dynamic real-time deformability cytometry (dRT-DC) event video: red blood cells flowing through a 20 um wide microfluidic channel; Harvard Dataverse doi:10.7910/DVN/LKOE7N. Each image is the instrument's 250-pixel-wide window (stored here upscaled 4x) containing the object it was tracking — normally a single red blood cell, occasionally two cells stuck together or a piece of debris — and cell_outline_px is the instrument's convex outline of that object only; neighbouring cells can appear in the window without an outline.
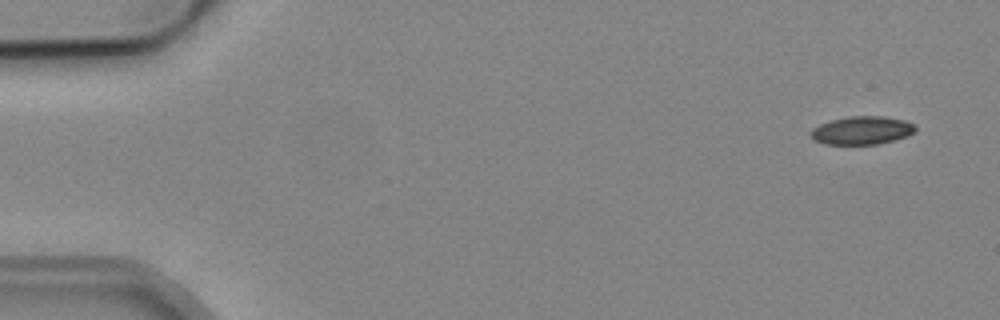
{"species": "common noctule bat (a hibernating species)", "species_latin": "Nyctalus noctula", "temperature_condition": "cold", "stored_images_in_passage": 5, "camera_frame_rate_fps": 3000, "um_per_image_px": 0.085, "animal": {"sex": "male", "body_mass_g": 19.2, "forearm_length_mm": 51.8}, "frame": {"image": 1, "passage_image": 1, "time_ms": 0.0, "image_size_px": [1000, 320], "cell_outline_px": [[916, 132], [908, 136], [896, 140], [880, 144], [824, 144], [812, 140], [808, 132], [812, 128], [820, 124], [832, 120], [848, 116], [884, 116], [904, 120], [912, 124], [916, 128]], "centroid_in_image_um": [73.24, 11.09], "position_along_channel_um": 11.8, "area_um2": 17.46}}
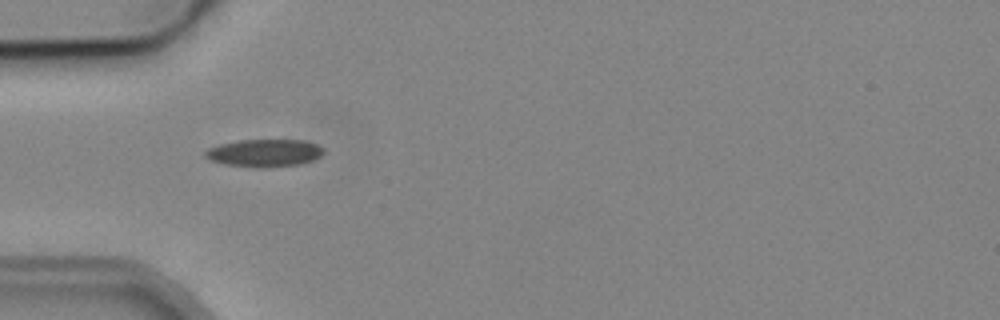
{"frame": {"image": 2, "passage_image": 5, "time_ms": 4.667, "image_size_px": [1000, 320], "cell_outline_px": [[324, 152], [320, 156], [312, 160], [300, 164], [268, 168], [256, 168], [224, 164], [212, 160], [204, 156], [204, 152], [208, 148], [220, 144], [240, 140], [304, 140], [316, 144], [324, 148]], "centroid_in_image_um": [22.48, 13.01], "position_along_channel_um": 62.5, "area_um2": 19.13}}